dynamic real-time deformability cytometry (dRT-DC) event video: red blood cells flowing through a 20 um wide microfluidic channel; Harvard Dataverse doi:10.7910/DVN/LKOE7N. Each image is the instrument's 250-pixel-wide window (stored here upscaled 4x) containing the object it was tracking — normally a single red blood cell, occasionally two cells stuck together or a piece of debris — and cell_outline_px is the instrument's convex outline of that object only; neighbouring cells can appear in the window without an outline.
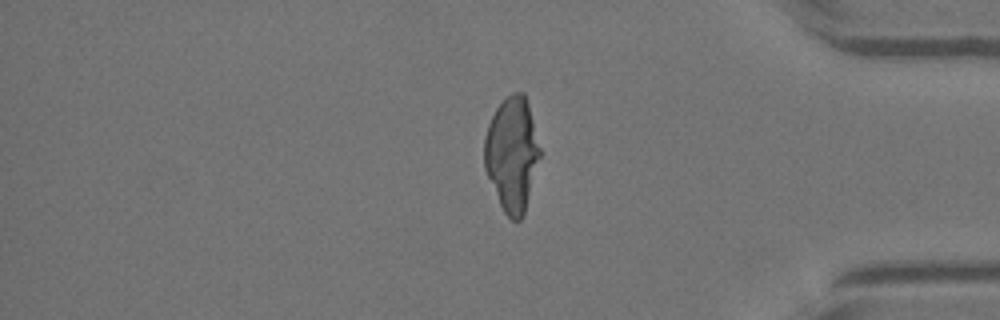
{"species": "Egyptian fruit bat (a non-hibernating species)", "species_latin": "Rousettus aegyptiacus", "temperature_condition": "warm", "stored_images_in_passage": 45, "camera_frame_rate_fps": 3000, "um_per_image_px": 0.085, "animal": {"sex": "female"}, "frame": {"image": 1, "passage_image": 39, "time_ms": 12.667, "image_size_px": [1000, 320], "cell_outline_px": [[540, 156], [524, 212], [520, 220], [512, 220], [504, 212], [500, 204], [484, 168], [484, 136], [488, 124], [496, 108], [512, 92], [524, 92], [528, 104], [540, 148]], "centroid_in_image_um": [43.5, 13.08], "position_along_channel_um": 391.7, "area_um2": 36.47}}